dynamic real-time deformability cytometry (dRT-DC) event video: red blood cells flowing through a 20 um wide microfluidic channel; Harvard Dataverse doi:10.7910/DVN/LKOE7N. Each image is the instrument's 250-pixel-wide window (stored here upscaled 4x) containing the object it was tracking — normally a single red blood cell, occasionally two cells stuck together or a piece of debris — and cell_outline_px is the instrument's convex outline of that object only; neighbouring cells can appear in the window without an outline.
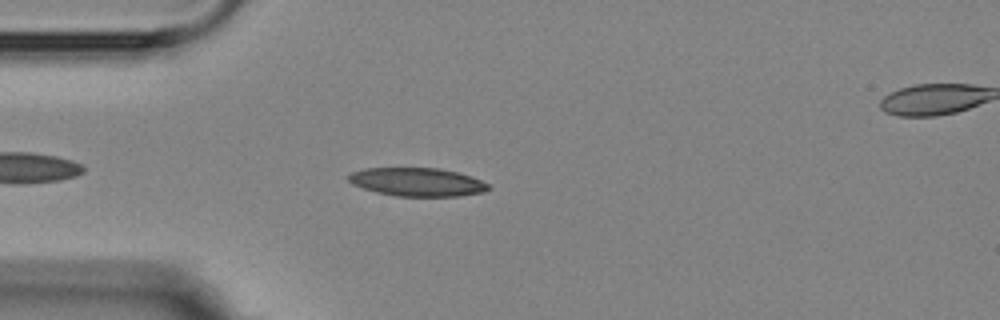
{"species": "Egyptian fruit bat (a non-hibernating species)", "species_latin": "Rousettus aegyptiacus", "temperature_condition": "room temperature", "stored_images_in_passage": 6, "camera_frame_rate_fps": 3000, "um_per_image_px": 0.085, "animal": {"sex": "female"}, "frame": {"image": 1, "passage_image": 5, "time_ms": 4.667, "image_size_px": [1000, 320], "cell_outline_px": [[492, 188], [484, 192], [460, 196], [396, 196], [376, 192], [352, 184], [348, 180], [348, 176], [352, 172], [368, 168], [440, 168], [472, 176], [488, 184]], "centroid_in_image_um": [35.49, 15.47], "position_along_channel_um": 49.5, "area_um2": 23.12}}